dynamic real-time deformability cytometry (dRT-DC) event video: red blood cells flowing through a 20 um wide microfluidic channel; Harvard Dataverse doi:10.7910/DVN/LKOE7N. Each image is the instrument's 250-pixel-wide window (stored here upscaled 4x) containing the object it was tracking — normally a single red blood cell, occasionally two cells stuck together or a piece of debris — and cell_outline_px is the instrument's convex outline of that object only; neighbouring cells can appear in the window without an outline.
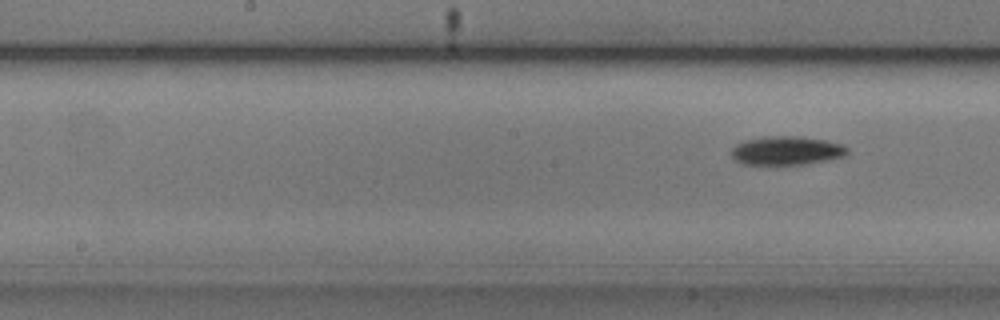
{"species": "common noctule bat (a hibernating species)", "species_latin": "Nyctalus noctula", "temperature_condition": "cold", "stored_images_in_passage": 7, "segment_of_instrument_passage": [2, 2], "camera_frame_rate_fps": 3000, "um_per_image_px": 0.085, "animal": {"sex": "male", "body_mass_g": 20.5, "forearm_length_mm": 52.5}, "frame": {"image": 1, "passage_image": 7, "time_ms": 2.0, "image_size_px": [1000, 320], "cell_outline_px": [[848, 152], [844, 156], [808, 164], [740, 164], [732, 156], [732, 148], [736, 144], [744, 140], [764, 136], [796, 136], [824, 140], [840, 144], [848, 148]], "centroid_in_image_um": [66.83, 12.8], "position_along_channel_um": 181.4, "area_um2": 19.31}}